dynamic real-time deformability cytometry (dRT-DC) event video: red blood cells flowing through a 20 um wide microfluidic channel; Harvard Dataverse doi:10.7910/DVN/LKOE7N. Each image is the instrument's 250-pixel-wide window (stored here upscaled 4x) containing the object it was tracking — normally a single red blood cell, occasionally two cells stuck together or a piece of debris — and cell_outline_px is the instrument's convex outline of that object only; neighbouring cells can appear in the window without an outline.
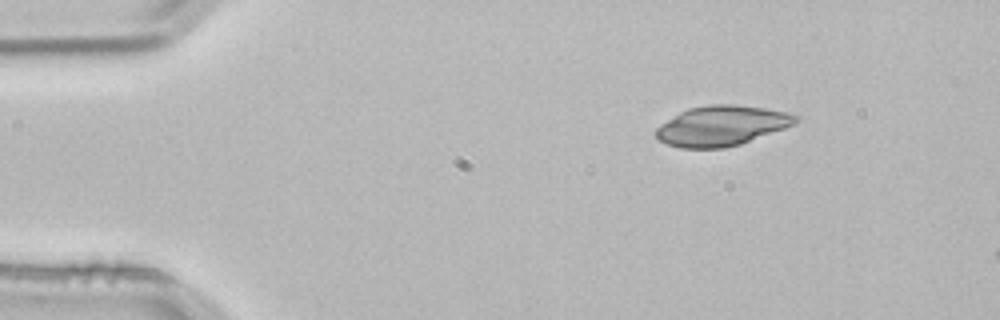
{"species": "common noctule bat (a hibernating species)", "species_latin": "Nyctalus noctula", "temperature_condition": "room temperature", "stored_images_in_passage": 3, "segment_of_instrument_passage": [2, 2], "camera_frame_rate_fps": 3000, "um_per_image_px": 0.085, "animal": {"sex": "male", "body_mass_g": 21.5, "forearm_length_mm": 52.0}, "frame": {"image": 1, "passage_image": 3, "time_ms": 0.667, "image_size_px": [1000, 320], "cell_outline_px": [[800, 120], [784, 128], [740, 144], [724, 148], [680, 148], [668, 144], [660, 140], [656, 136], [656, 128], [660, 124], [680, 112], [688, 108], [712, 104], [732, 104], [764, 108], [788, 112], [800, 116]], "centroid_in_image_um": [61.34, 10.68], "position_along_channel_um": 23.7, "area_um2": 32.43}}